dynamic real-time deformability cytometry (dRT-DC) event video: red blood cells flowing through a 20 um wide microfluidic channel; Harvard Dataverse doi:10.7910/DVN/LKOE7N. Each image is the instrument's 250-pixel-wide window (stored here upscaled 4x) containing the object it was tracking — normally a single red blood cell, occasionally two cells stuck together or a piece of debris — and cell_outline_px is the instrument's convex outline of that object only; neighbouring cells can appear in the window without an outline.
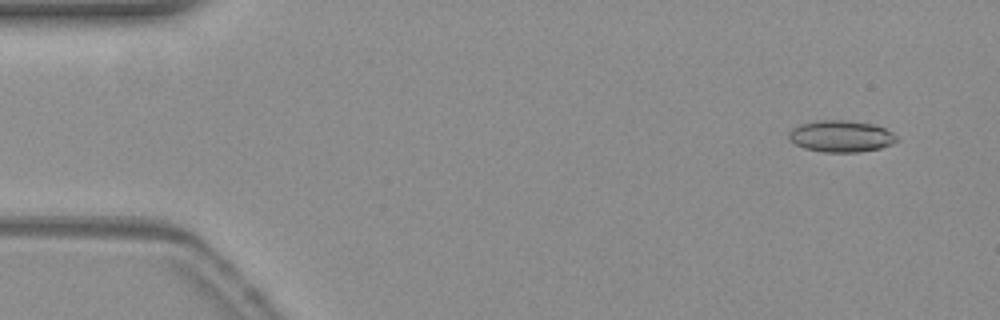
{"species": "common noctule bat (a hibernating species)", "species_latin": "Nyctalus noctula", "temperature_condition": "warm", "stored_images_in_passage": 51, "camera_frame_rate_fps": 3000, "um_per_image_px": 0.085, "animal": {"sex": "female", "body_mass_g": 19.3, "forearm_length_mm": 54.1}, "frame": {"image": 1, "passage_image": 1, "time_ms": 0.0, "image_size_px": [1000, 320], "cell_outline_px": [[900, 140], [892, 144], [880, 148], [860, 152], [824, 152], [804, 148], [796, 144], [788, 136], [788, 132], [792, 128], [800, 124], [820, 120], [840, 120], [872, 124], [884, 128], [896, 136]], "centroid_in_image_um": [71.49, 11.59], "position_along_channel_um": 13.5, "area_um2": 19.71}}
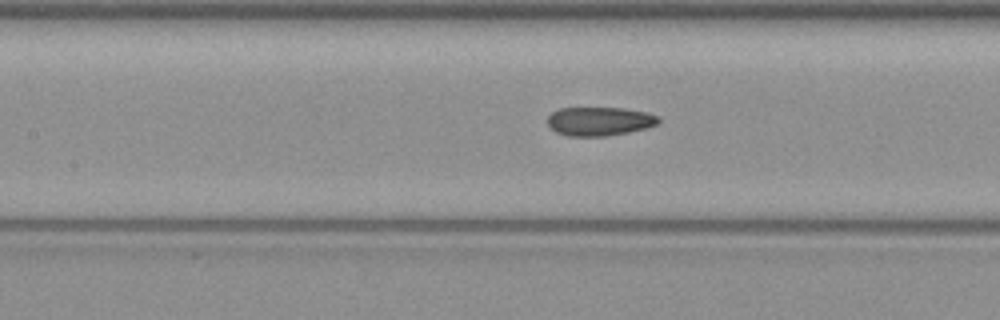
{"frame": {"image": 2, "passage_image": 21, "time_ms": 6.667, "image_size_px": [1000, 320], "cell_outline_px": [[660, 120], [656, 124], [644, 128], [628, 132], [604, 136], [568, 136], [556, 132], [548, 124], [548, 116], [552, 112], [560, 108], [624, 108], [648, 112], [660, 116]], "centroid_in_image_um": [50.96, 10.3], "position_along_channel_um": 156.4, "area_um2": 18.55}}
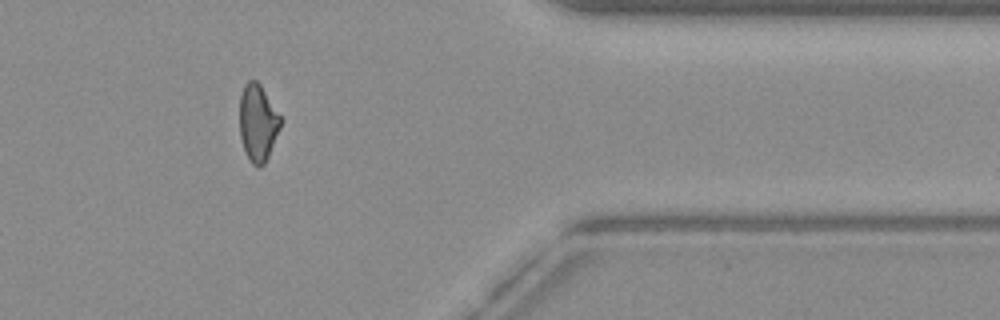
{"frame": {"image": 3, "passage_image": 41, "time_ms": 13.333, "image_size_px": [1000, 320], "cell_outline_px": [[280, 128], [268, 156], [264, 164], [260, 168], [256, 168], [252, 164], [244, 152], [240, 136], [240, 96], [244, 84], [248, 80], [256, 80], [260, 84], [280, 116]], "centroid_in_image_um": [21.89, 10.46], "position_along_channel_um": 389.5, "area_um2": 18.26}, "authors_computed_cell_mechanics": {"area_um2": 18.8428, "velocity_mm_per_s": 3.8522, "shape_relaxation_time_tau1_ms": null, "shape_relaxation_time_tau2_ms": 1.9797, "deformation_change_tau1": null, "deformation_change_tau2": 0.0876}}